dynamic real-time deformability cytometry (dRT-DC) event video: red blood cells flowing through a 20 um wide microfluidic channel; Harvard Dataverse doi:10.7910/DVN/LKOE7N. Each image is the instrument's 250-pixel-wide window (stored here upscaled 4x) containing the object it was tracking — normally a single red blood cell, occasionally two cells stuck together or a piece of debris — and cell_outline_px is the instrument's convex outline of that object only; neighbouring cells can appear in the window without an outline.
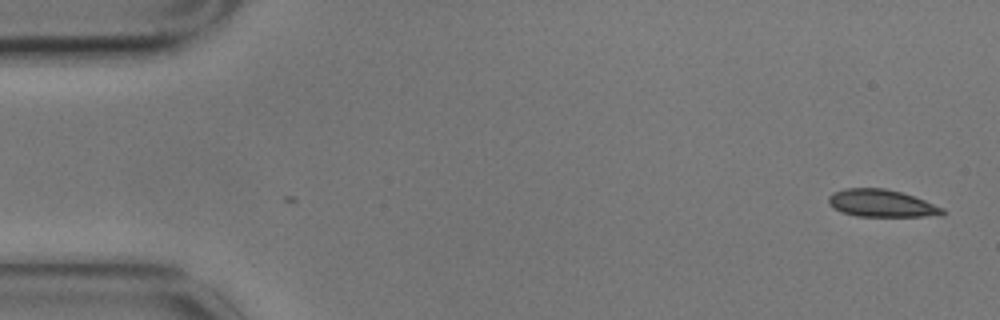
{"species": "common noctule bat (a hibernating species)", "species_latin": "Nyctalus noctula", "temperature_condition": "cold", "stored_images_in_passage": 3, "segment_of_instrument_passage": [2, 2], "camera_frame_rate_fps": 3000, "um_per_image_px": 0.085, "animal": {"sex": "male", "body_mass_g": 17.9}, "frame": {"image": 1, "passage_image": 3, "time_ms": 0.667, "image_size_px": [1000, 320], "cell_outline_px": [[944, 216], [856, 216], [832, 208], [828, 204], [828, 196], [832, 192], [844, 188], [884, 188], [900, 192], [924, 200], [944, 208]], "centroid_in_image_um": [74.9, 17.28], "position_along_channel_um": 10.1, "area_um2": 18.21}}